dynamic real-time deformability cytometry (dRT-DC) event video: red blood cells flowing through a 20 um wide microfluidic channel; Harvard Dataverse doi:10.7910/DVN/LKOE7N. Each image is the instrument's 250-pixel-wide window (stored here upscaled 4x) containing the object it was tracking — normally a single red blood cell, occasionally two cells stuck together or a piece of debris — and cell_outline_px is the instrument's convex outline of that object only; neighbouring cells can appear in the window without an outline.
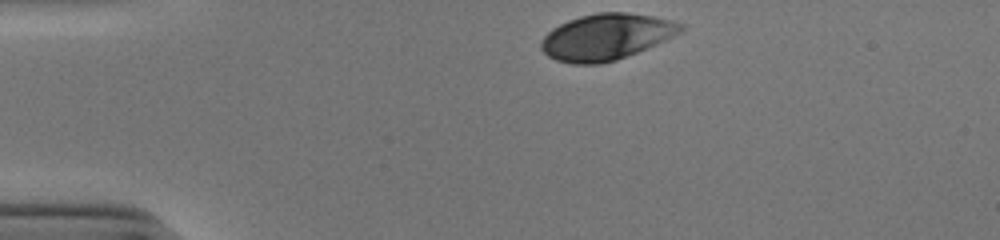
{"species": "human", "species_latin": "Homo sapiens", "temperature_condition": "cold", "stored_images_in_passage": 33, "camera_frame_rate_fps": 3000, "um_per_image_px": 0.085, "donor": {"sex": "male"}, "frame": {"image": 1, "passage_image": 1, "time_ms": 0.0, "image_size_px": [1000, 240], "cell_outline_px": [[684, 28], [680, 32], [656, 44], [616, 60], [600, 64], [572, 64], [556, 60], [548, 56], [540, 48], [540, 40], [552, 28], [568, 20], [580, 16], [596, 12], [628, 12], [652, 16], [672, 20], [684, 24]], "centroid_in_image_um": [51.5, 3.13], "position_along_channel_um": 33.5, "area_um2": 37.51}}
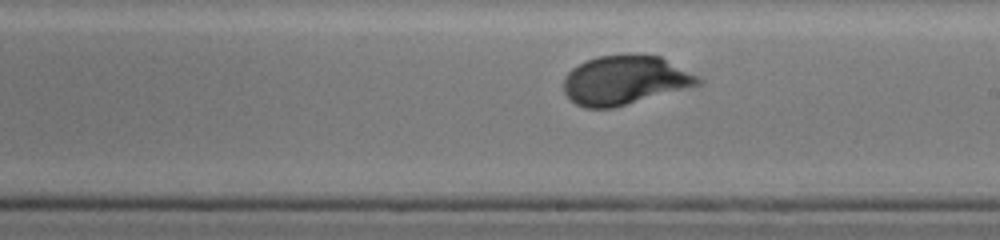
{"frame": {"image": 2, "passage_image": 21, "time_ms": 6.667, "image_size_px": [1000, 240], "cell_outline_px": [[704, 80], [700, 84], [612, 108], [584, 108], [576, 104], [564, 92], [564, 76], [572, 68], [588, 60], [600, 56], [660, 56]], "centroid_in_image_um": [53.07, 6.84], "position_along_channel_um": 235.9, "area_um2": 37.4}}
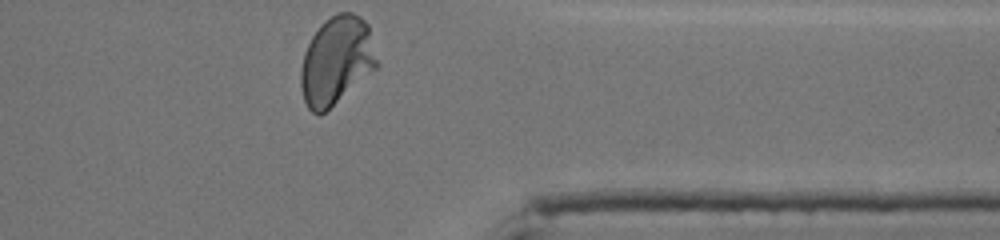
{"frame": {"image": 3, "passage_image": 33, "time_ms": 10.667, "image_size_px": [1000, 240], "cell_outline_px": [[376, 68], [320, 116], [312, 112], [308, 108], [304, 100], [300, 84], [300, 72], [304, 52], [312, 36], [320, 24], [324, 20], [336, 12], [352, 12], [360, 16], [368, 24], [376, 60]], "centroid_in_image_um": [28.56, 5.14], "position_along_channel_um": 382.8, "area_um2": 38.78}, "authors_computed_cell_mechanics": {"area_um2": 38.0324, "velocity_mm_per_s": 3.8647, "shape_relaxation_time_tau1_ms": 2.7244, "shape_relaxation_time_tau2_ms": null, "deformation_change_tau1": 0.1542, "deformation_change_tau2": null}}